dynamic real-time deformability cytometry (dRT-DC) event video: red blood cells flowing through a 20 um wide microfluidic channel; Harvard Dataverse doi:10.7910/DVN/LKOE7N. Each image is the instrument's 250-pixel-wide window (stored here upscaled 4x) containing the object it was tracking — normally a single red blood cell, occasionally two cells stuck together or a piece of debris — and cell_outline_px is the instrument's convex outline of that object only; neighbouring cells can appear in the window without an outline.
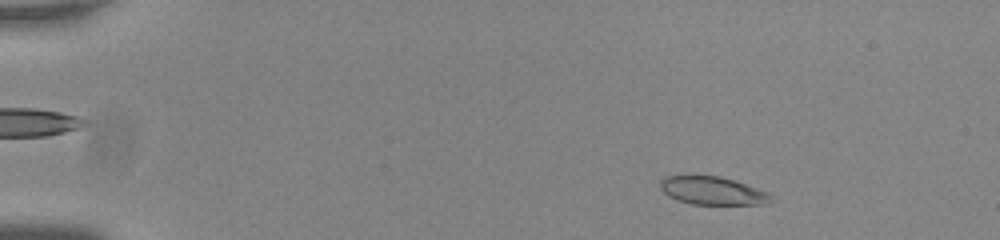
{"species": "common noctule bat (a hibernating species)", "species_latin": "Nyctalus noctula", "temperature_condition": "room temperature", "stored_images_in_passage": 51, "camera_frame_rate_fps": 3000, "um_per_image_px": 0.085, "animal": {"sex": "male", "body_mass_g": 20.0, "forearm_length_mm": 53.3}, "frame": {"image": 1, "passage_image": 4, "time_ms": 1.0, "image_size_px": [1000, 240], "cell_outline_px": [[776, 200], [764, 204], [692, 204], [676, 200], [668, 196], [660, 188], [660, 180], [664, 176], [720, 176], [768, 192]], "centroid_in_image_um": [60.55, 16.22], "position_along_channel_um": 24.4, "area_um2": 18.03}}
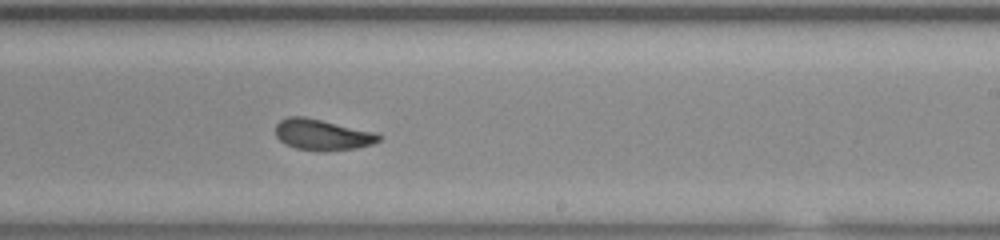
{"frame": {"image": 2, "passage_image": 31, "time_ms": 10.0, "image_size_px": [1000, 240], "cell_outline_px": [[384, 136], [380, 140], [372, 144], [356, 148], [296, 148], [284, 144], [276, 136], [276, 124], [280, 120], [288, 116], [304, 116], [376, 132]], "centroid_in_image_um": [27.4, 11.39], "position_along_channel_um": 261.6, "area_um2": 17.98}}
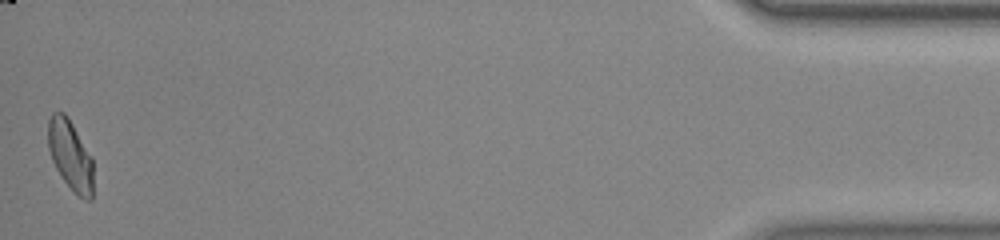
{"frame": {"image": 3, "passage_image": 51, "time_ms": 16.667, "image_size_px": [1000, 240], "cell_outline_px": [[92, 200], [84, 200], [72, 192], [56, 168], [52, 160], [48, 148], [48, 120], [52, 112], [64, 112], [68, 116], [92, 156]], "centroid_in_image_um": [5.98, 13.19], "position_along_channel_um": 429.2, "area_um2": 18.61}, "authors_computed_cell_mechanics": {"area_um2": 19.1318, "velocity_mm_per_s": 3.7482, "shape_relaxation_time_tau1_ms": 3.735, "shape_relaxation_time_tau2_ms": 1.8568, "deformation_change_tau1": 0.107, "deformation_change_tau2": 0.0531}}